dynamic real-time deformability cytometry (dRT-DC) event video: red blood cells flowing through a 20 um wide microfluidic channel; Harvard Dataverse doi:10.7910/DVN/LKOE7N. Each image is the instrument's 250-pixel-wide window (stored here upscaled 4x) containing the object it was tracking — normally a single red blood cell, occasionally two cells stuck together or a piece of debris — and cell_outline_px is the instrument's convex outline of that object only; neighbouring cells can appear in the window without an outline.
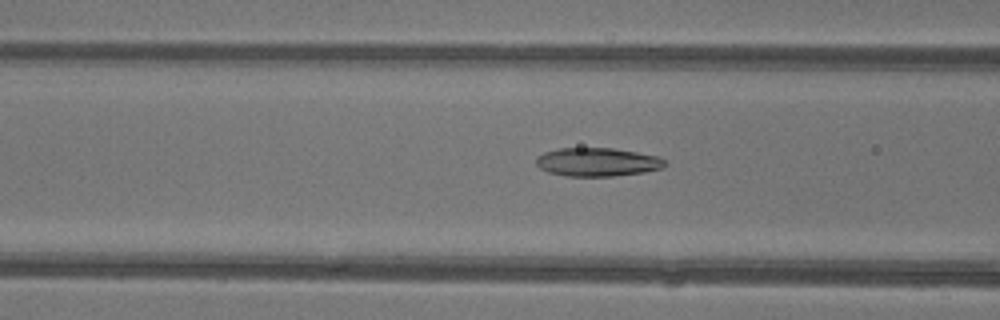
{"species": "common noctule bat (a hibernating species)", "species_latin": "Nyctalus noctula", "temperature_condition": "warm", "stored_images_in_passage": 48, "camera_frame_rate_fps": 3000, "um_per_image_px": 0.085, "animal": {"sex": "female"}, "frame": {"image": 1, "passage_image": 20, "time_ms": 6.333, "image_size_px": [1000, 320], "cell_outline_px": [[664, 168], [644, 172], [612, 176], [568, 176], [548, 172], [540, 168], [536, 164], [536, 156], [544, 152], [560, 148], [612, 148], [660, 156], [664, 160]], "centroid_in_image_um": [50.77, 13.77], "position_along_channel_um": 115.8, "area_um2": 21.39}}
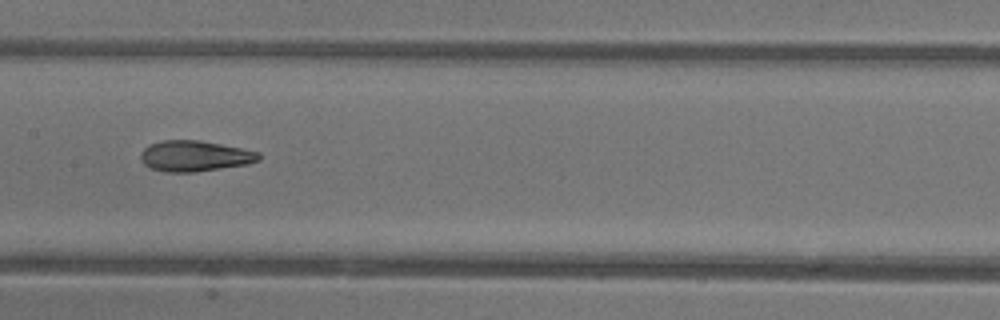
{"frame": {"image": 2, "passage_image": 25, "time_ms": 8.0, "image_size_px": [1000, 320], "cell_outline_px": [[260, 160], [248, 164], [192, 172], [164, 172], [152, 168], [144, 164], [140, 160], [140, 152], [148, 144], [164, 140], [200, 140], [260, 152]], "centroid_in_image_um": [16.52, 13.26], "position_along_channel_um": 190.9, "area_um2": 21.15}}
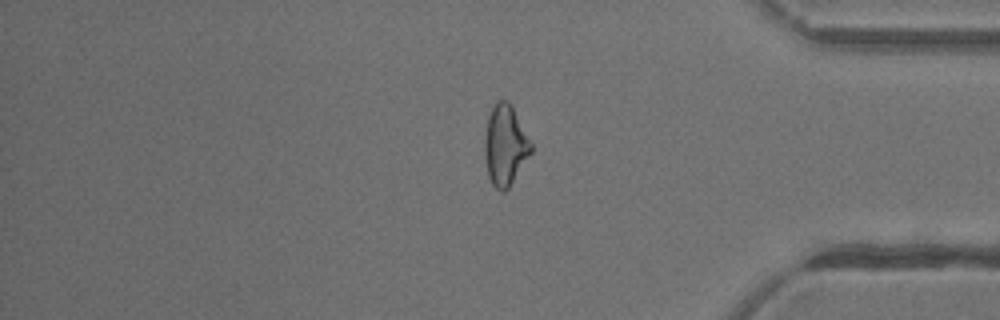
{"frame": {"image": 3, "passage_image": 40, "time_ms": 13.0, "image_size_px": [1000, 320], "cell_outline_px": [[532, 152], [508, 188], [504, 192], [500, 192], [492, 184], [488, 176], [484, 156], [484, 136], [488, 116], [496, 100], [508, 100], [512, 104], [532, 144]], "centroid_in_image_um": [42.93, 12.33], "position_along_channel_um": 392.3, "area_um2": 21.96}, "authors_computed_cell_mechanics": {"area_um2": 22.542, "velocity_mm_per_s": 4.483, "shape_relaxation_time_tau1_ms": 5.1227, "shape_relaxation_time_tau2_ms": 2.1346, "deformation_change_tau1": 0.1749, "deformation_change_tau2": 0.107}}